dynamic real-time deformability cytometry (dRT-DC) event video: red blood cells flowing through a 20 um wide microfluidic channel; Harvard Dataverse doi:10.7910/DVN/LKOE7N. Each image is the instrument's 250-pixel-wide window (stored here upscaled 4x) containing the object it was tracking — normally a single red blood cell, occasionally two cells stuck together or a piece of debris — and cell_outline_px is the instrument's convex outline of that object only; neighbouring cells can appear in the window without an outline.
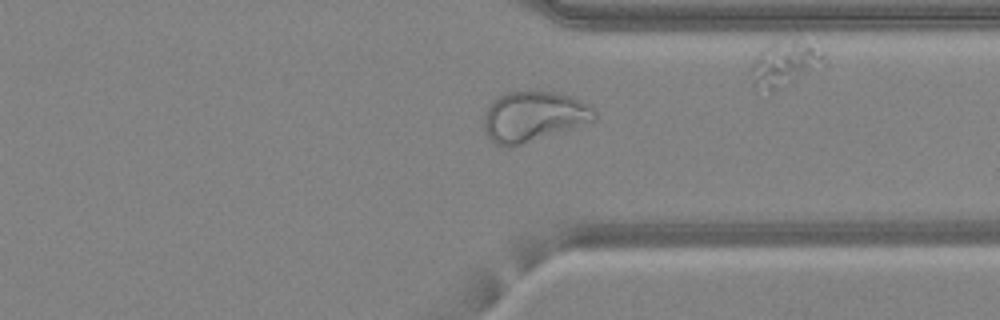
{"species": "common noctule bat (a hibernating species)", "species_latin": "Nyctalus noctula", "temperature_condition": "warm", "stored_images_in_passage": 48, "camera_frame_rate_fps": 3000, "um_per_image_px": 0.085, "animal": {"sex": "female", "body_mass_g": 24.6, "forearm_length_mm": 56.2}, "frame": {"image": 1, "passage_image": 37, "time_ms": 12.0, "image_size_px": [1000, 320], "cell_outline_px": [[596, 116], [592, 120], [512, 148], [500, 148], [484, 132], [484, 116], [492, 100], [496, 96], [508, 92], [552, 92], [568, 96], [592, 108], [596, 112]], "centroid_in_image_um": [45.23, 9.93], "position_along_channel_um": 366.2, "area_um2": 31.67}}
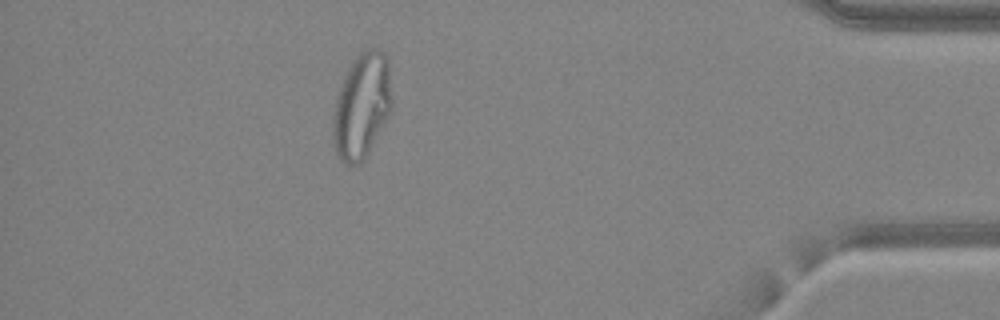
{"frame": {"image": 2, "passage_image": 43, "time_ms": 14.0, "image_size_px": [1000, 320], "cell_outline_px": [[392, 112], [364, 160], [360, 164], [344, 164], [336, 156], [332, 144], [332, 116], [336, 96], [340, 84], [348, 68], [356, 56], [360, 52], [368, 48], [376, 48], [384, 52], [388, 56], [392, 104]], "centroid_in_image_um": [30.74, 9.02], "position_along_channel_um": 404.5, "area_um2": 37.11}}